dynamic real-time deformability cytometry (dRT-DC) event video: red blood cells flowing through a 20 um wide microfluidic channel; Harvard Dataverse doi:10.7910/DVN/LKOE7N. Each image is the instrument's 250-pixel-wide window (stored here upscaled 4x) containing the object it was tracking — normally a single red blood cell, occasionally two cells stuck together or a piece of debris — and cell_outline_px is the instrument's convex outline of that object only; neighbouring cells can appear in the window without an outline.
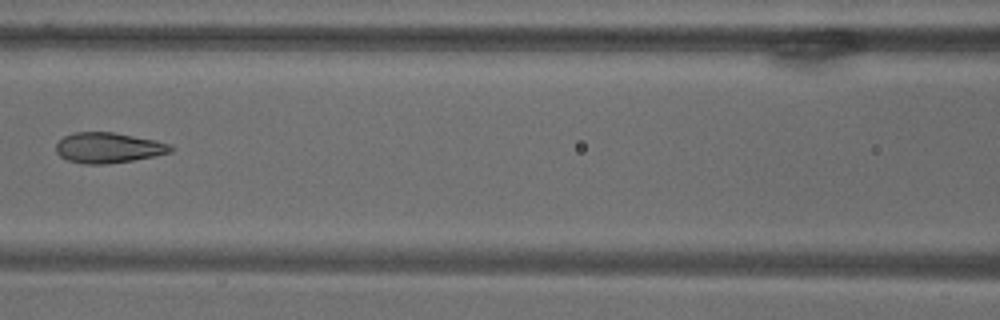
{"species": "common noctule bat (a hibernating species)", "species_latin": "Nyctalus noctula", "temperature_condition": "warm", "stored_images_in_passage": 12, "camera_frame_rate_fps": 3000, "um_per_image_px": 0.085, "animal": {"sex": "male", "body_mass_g": 18.8}, "frame": {"image": 1, "passage_image": 9, "time_ms": 10.333, "image_size_px": [1000, 320], "cell_outline_px": [[176, 148], [172, 152], [156, 156], [132, 160], [104, 164], [84, 164], [68, 160], [60, 156], [56, 152], [56, 144], [64, 136], [72, 132], [112, 132], [156, 140], [172, 144]], "centroid_in_image_um": [9.25, 12.55], "position_along_channel_um": 157.4, "area_um2": 20.46}}
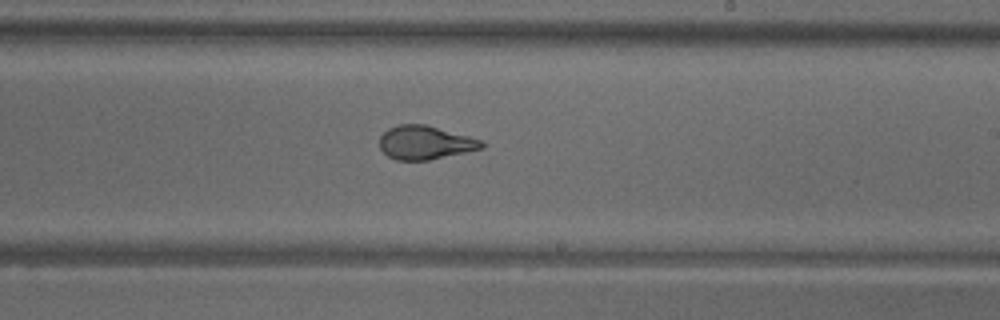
{"frame": {"image": 2, "passage_image": 12, "time_ms": 13.667, "image_size_px": [1000, 320], "cell_outline_px": [[484, 148], [428, 160], [396, 160], [388, 156], [380, 148], [380, 136], [388, 128], [396, 124], [424, 124], [484, 140]], "centroid_in_image_um": [36.14, 12.11], "position_along_channel_um": 252.9, "area_um2": 20.0}}